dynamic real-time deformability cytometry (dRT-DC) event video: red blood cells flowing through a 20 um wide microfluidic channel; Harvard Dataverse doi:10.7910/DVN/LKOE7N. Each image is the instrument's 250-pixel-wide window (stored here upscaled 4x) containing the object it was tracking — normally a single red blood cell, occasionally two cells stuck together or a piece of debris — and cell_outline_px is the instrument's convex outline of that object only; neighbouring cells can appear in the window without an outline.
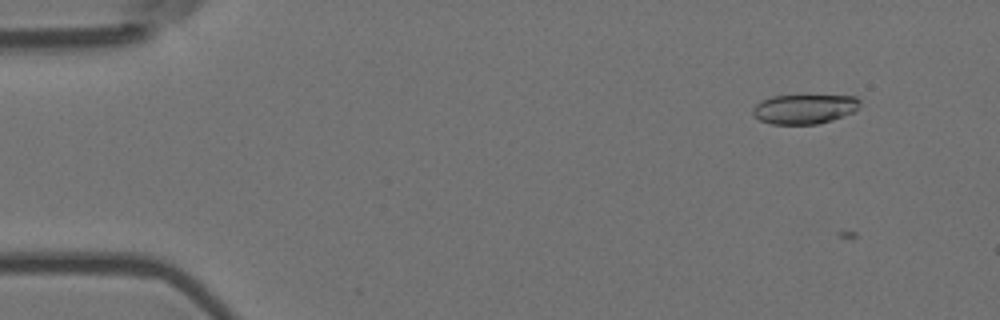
{"species": "Egyptian fruit bat (a non-hibernating species)", "species_latin": "Rousettus aegyptiacus", "temperature_condition": "room temperature", "stored_images_in_passage": 4, "camera_frame_rate_fps": 3000, "um_per_image_px": 0.085, "animal": {"sex": "female"}, "frame": {"image": 1, "passage_image": 3, "time_ms": 0.667, "image_size_px": [1000, 320], "cell_outline_px": [[860, 104], [852, 112], [832, 120], [816, 124], [772, 124], [760, 120], [752, 112], [752, 108], [760, 100], [772, 96], [804, 92], [856, 96], [860, 100]], "centroid_in_image_um": [68.38, 9.19], "position_along_channel_um": 16.6, "area_um2": 19.42}}